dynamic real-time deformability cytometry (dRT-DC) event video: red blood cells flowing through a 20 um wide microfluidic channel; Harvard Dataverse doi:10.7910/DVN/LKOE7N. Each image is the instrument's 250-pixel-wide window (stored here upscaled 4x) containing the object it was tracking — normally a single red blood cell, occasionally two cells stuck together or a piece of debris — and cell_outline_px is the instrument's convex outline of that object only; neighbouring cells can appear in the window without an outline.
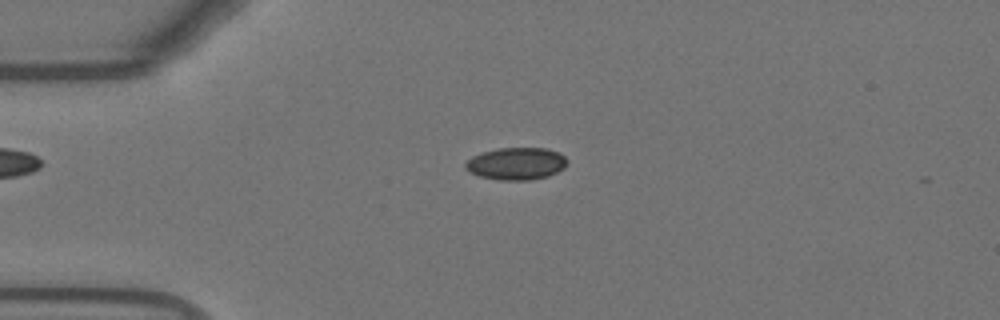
{"species": "Egyptian fruit bat (a non-hibernating species)", "species_latin": "Rousettus aegyptiacus", "temperature_condition": "warm", "stored_images_in_passage": 56, "camera_frame_rate_fps": 3000, "um_per_image_px": 0.085, "animal": {"sex": "female"}, "frame": {"image": 1, "passage_image": 14, "time_ms": 4.333, "image_size_px": [1000, 320], "cell_outline_px": [[568, 160], [564, 168], [548, 176], [528, 180], [500, 180], [480, 176], [464, 168], [464, 164], [472, 156], [496, 148], [548, 148], [560, 152]], "centroid_in_image_um": [43.91, 13.9], "position_along_channel_um": 41.1, "area_um2": 19.13}}
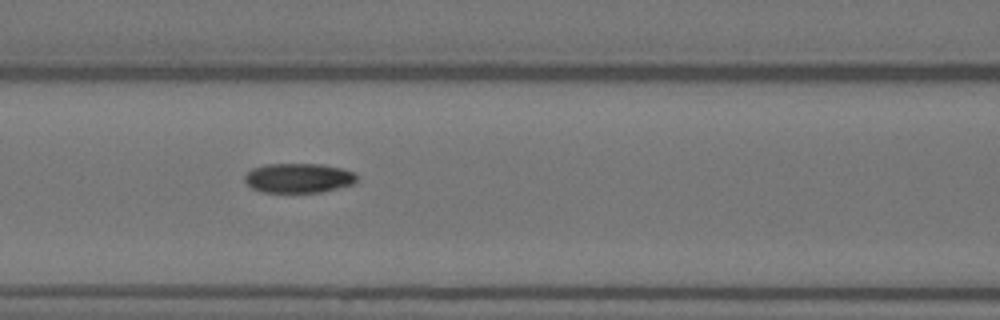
{"frame": {"image": 2, "passage_image": 24, "time_ms": 7.667, "image_size_px": [1000, 320], "cell_outline_px": [[360, 176], [356, 184], [320, 192], [260, 192], [252, 188], [244, 180], [244, 176], [252, 168], [264, 164], [320, 164], [340, 168], [356, 172]], "centroid_in_image_um": [25.42, 15.13], "position_along_channel_um": 141.2, "area_um2": 19.59}}
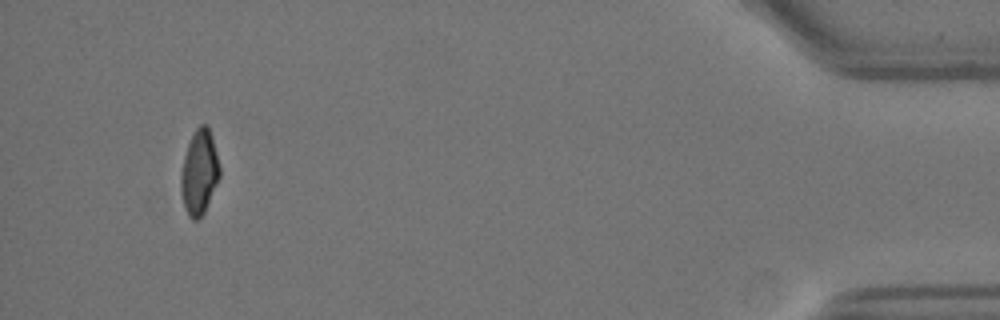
{"frame": {"image": 3, "passage_image": 52, "time_ms": 17.0, "image_size_px": [1000, 320], "cell_outline_px": [[220, 176], [204, 212], [196, 220], [192, 220], [188, 216], [184, 204], [180, 188], [180, 176], [184, 156], [188, 144], [196, 128], [200, 124], [208, 124], [216, 152], [220, 168]], "centroid_in_image_um": [16.93, 14.63], "position_along_channel_um": 418.3, "area_um2": 18.9}, "authors_computed_cell_mechanics": {"area_um2": 19.3341, "velocity_mm_per_s": 3.7535, "shape_relaxation_time_tau1_ms": 10.6557, "shape_relaxation_time_tau2_ms": 3.7518, "deformation_change_tau1": 0.2401, "deformation_change_tau2": 0.0903}}